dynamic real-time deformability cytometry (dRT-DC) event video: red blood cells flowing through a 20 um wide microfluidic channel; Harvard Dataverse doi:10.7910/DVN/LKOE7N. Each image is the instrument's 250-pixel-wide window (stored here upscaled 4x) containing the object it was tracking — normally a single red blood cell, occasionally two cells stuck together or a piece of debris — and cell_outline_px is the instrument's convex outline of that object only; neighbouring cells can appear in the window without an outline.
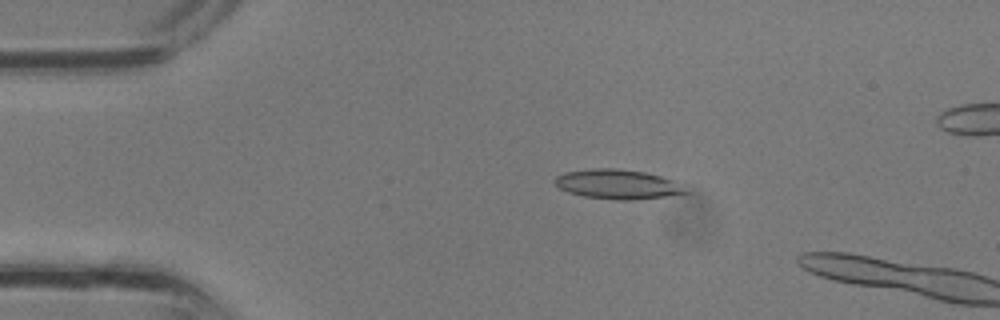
{"species": "common noctule bat (a hibernating species)", "species_latin": "Nyctalus noctula", "temperature_condition": "room temperature", "stored_images_in_passage": 31, "camera_frame_rate_fps": 3000, "um_per_image_px": 0.085, "animal": {"sex": "male", "body_mass_g": 13.3}, "frame": {"image": 1, "passage_image": 7, "time_ms": 2.0, "image_size_px": [1000, 320], "cell_outline_px": [[692, 192], [684, 196], [636, 200], [616, 200], [584, 196], [568, 192], [560, 188], [556, 184], [556, 176], [564, 172], [592, 168], [616, 168], [644, 172], [660, 176], [672, 180]], "centroid_in_image_um": [52.61, 15.68], "position_along_channel_um": 32.4, "area_um2": 22.95}}
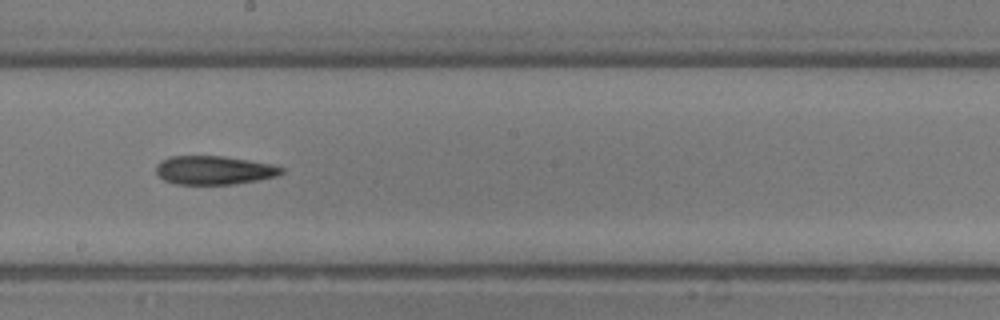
{"frame": {"image": 2, "passage_image": 19, "time_ms": 6.0, "image_size_px": [1000, 320], "cell_outline_px": [[284, 172], [276, 176], [256, 180], [232, 184], [176, 184], [164, 180], [156, 172], [156, 164], [160, 160], [168, 156], [224, 156], [272, 164], [284, 168]], "centroid_in_image_um": [18.17, 14.45], "position_along_channel_um": 230.0, "area_um2": 20.92}}
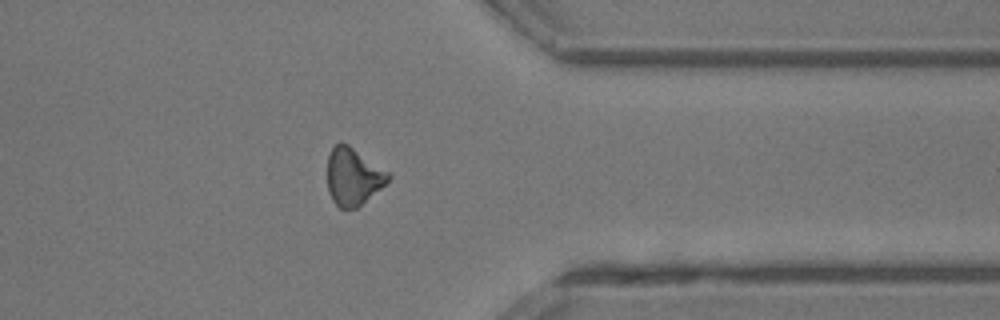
{"frame": {"image": 3, "passage_image": 27, "time_ms": 8.667, "image_size_px": [1000, 320], "cell_outline_px": [[392, 176], [380, 188], [356, 208], [340, 208], [332, 200], [328, 192], [328, 156], [332, 148], [336, 144], [348, 144], [392, 172]], "centroid_in_image_um": [30.04, 14.99], "position_along_channel_um": 381.4, "area_um2": 20.29}}